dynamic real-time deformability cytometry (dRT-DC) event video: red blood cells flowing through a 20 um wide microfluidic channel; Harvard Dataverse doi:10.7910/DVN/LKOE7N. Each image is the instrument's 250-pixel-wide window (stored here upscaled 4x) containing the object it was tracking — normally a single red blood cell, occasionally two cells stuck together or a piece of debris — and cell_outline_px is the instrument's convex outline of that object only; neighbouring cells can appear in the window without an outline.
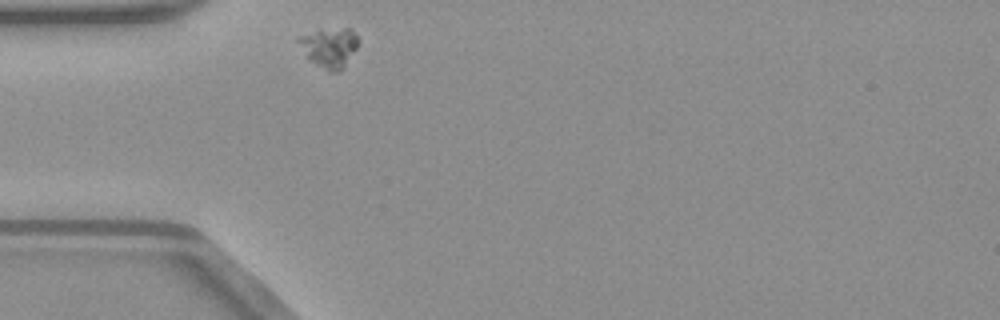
{"species": "common noctule bat (a hibernating species)", "species_latin": "Nyctalus noctula", "temperature_condition": "warm", "stored_images_in_passage": 29, "camera_frame_rate_fps": 3000, "um_per_image_px": 0.085, "animal": {"sex": "male", "body_mass_g": 23.1, "forearm_length_mm": 52.7}, "frame": {"image": 1, "passage_image": 1, "time_ms": 0.0, "image_size_px": [1000, 320], "cell_outline_px": [[360, 40], [356, 48], [344, 68], [336, 72], [328, 72], [308, 60], [296, 40], [296, 36], [320, 28], [348, 28], [356, 32]], "centroid_in_image_um": [27.97, 4.01], "position_along_channel_um": 57.0, "area_um2": 14.39}}
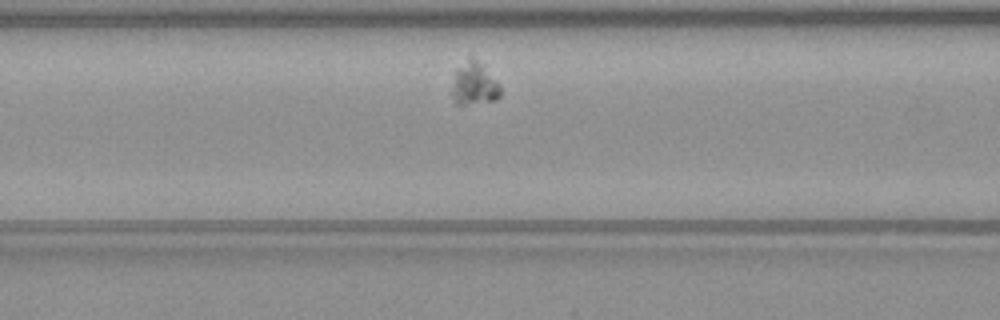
{"frame": {"image": 2, "passage_image": 7, "time_ms": 2.0, "image_size_px": [1000, 320], "cell_outline_px": [[500, 96], [496, 100], [464, 104], [456, 104], [452, 96], [452, 88], [456, 68], [468, 52], [500, 84]], "centroid_in_image_um": [40.27, 7.07], "position_along_channel_um": 126.3, "area_um2": 12.14}}
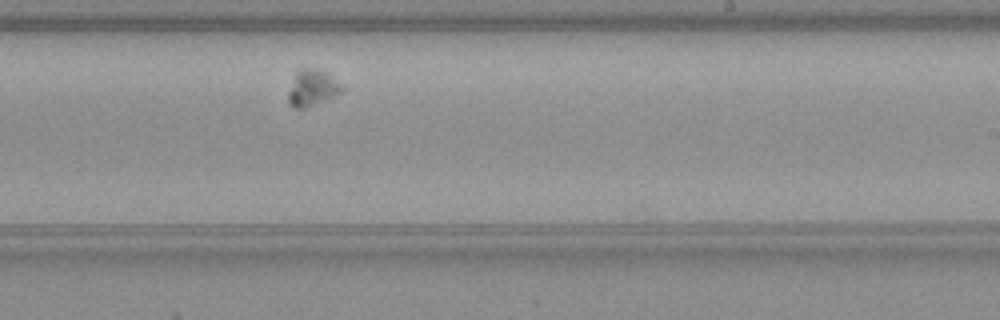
{"frame": {"image": 3, "passage_image": 18, "time_ms": 5.667, "image_size_px": [1000, 320], "cell_outline_px": [[344, 88], [340, 92], [324, 100], [304, 108], [296, 108], [288, 104], [288, 92], [296, 72], [300, 68], [308, 68], [328, 72]], "centroid_in_image_um": [26.51, 7.46], "position_along_channel_um": 262.5, "area_um2": 11.04}}